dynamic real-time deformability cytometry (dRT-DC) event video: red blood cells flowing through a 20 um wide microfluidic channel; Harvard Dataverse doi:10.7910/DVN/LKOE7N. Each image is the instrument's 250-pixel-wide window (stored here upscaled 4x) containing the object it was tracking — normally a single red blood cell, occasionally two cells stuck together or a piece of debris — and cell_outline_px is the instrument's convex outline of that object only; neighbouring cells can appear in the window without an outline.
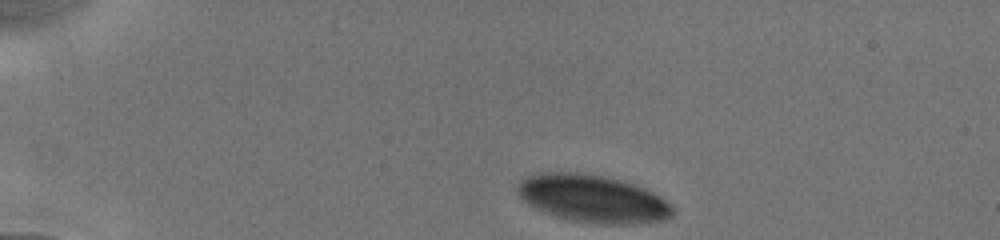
{"species": "human", "species_latin": "Homo sapiens", "temperature_condition": "cold", "stored_images_in_passage": 7, "camera_frame_rate_fps": 3000, "um_per_image_px": 0.085, "donor": {"sex": "male"}, "frame": {"image": 1, "passage_image": 1, "time_ms": 0.0, "image_size_px": [1000, 240], "cell_outline_px": [[676, 212], [672, 216], [664, 220], [632, 224], [596, 224], [568, 220], [552, 216], [528, 204], [516, 192], [516, 184], [520, 180], [528, 176], [540, 172], [584, 172], [624, 180], [636, 184], [660, 196], [672, 204]], "centroid_in_image_um": [50.39, 16.88], "position_along_channel_um": 34.6, "area_um2": 43.81}}